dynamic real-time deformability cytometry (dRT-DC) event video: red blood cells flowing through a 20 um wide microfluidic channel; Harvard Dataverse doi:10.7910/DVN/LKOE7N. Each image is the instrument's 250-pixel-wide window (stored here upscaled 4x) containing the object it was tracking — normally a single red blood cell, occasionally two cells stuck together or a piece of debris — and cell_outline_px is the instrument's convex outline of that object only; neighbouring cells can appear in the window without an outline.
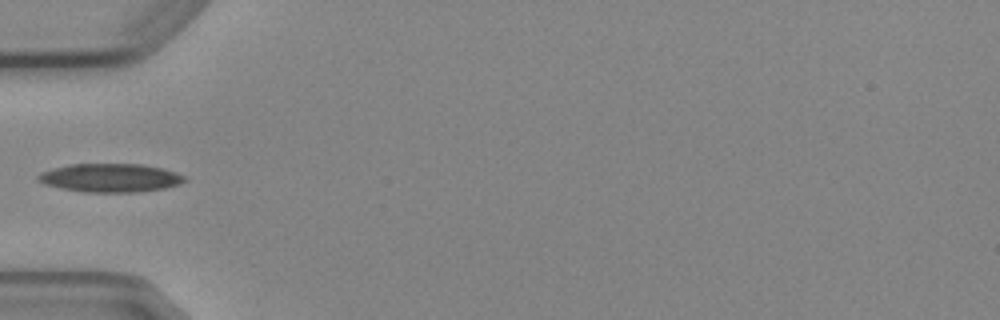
{"species": "Egyptian fruit bat (a non-hibernating species)", "species_latin": "Rousettus aegyptiacus", "temperature_condition": "cold", "stored_images_in_passage": 5, "camera_frame_rate_fps": 3000, "um_per_image_px": 0.085, "animal": {"sex": "female"}, "frame": {"image": 1, "passage_image": 4, "time_ms": 3.667, "image_size_px": [1000, 320], "cell_outline_px": [[188, 180], [180, 184], [164, 188], [136, 192], [84, 192], [60, 188], [44, 184], [36, 180], [36, 176], [40, 172], [52, 168], [68, 164], [140, 164], [164, 168], [188, 176]], "centroid_in_image_um": [9.38, 15.11], "position_along_channel_um": 75.6, "area_um2": 24.68}}